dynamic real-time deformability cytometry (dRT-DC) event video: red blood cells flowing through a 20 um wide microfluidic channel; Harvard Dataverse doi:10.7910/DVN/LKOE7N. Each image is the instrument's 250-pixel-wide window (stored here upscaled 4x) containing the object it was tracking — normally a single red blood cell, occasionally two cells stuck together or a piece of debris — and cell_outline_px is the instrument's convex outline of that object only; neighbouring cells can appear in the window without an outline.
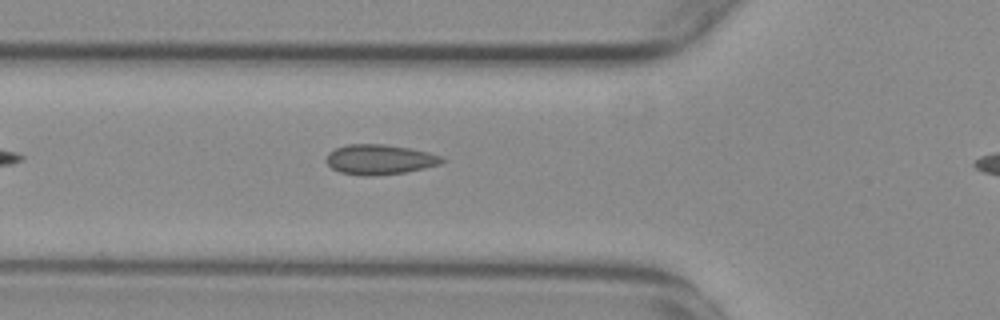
{"species": "common noctule bat (a hibernating species)", "species_latin": "Nyctalus noctula", "temperature_condition": "warm", "stored_images_in_passage": 33, "camera_frame_rate_fps": 3000, "um_per_image_px": 0.085, "animal": {"sex": "female", "body_mass_g": 29.2, "forearm_length_mm": 56.3}, "frame": {"image": 1, "passage_image": 4, "time_ms": 1.0, "image_size_px": [1000, 320], "cell_outline_px": [[444, 160], [440, 164], [424, 168], [404, 172], [372, 176], [364, 176], [340, 172], [332, 168], [324, 160], [328, 152], [336, 148], [348, 144], [384, 144], [408, 148], [428, 152], [440, 156]], "centroid_in_image_um": [32.22, 13.55], "position_along_channel_um": 93.6, "area_um2": 20.11}}
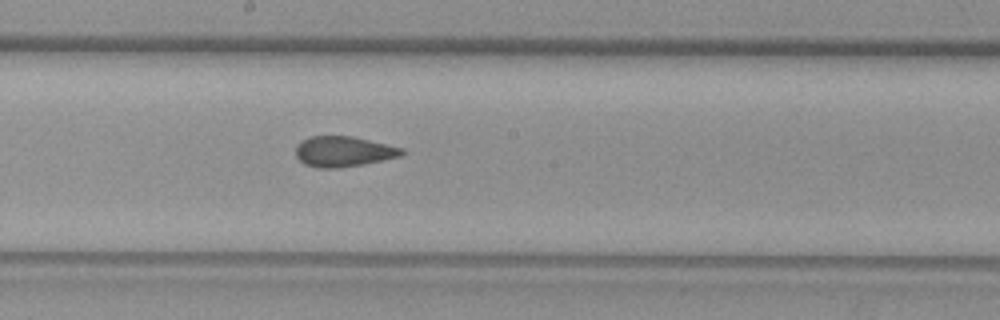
{"frame": {"image": 2, "passage_image": 14, "time_ms": 4.333, "image_size_px": [1000, 320], "cell_outline_px": [[404, 152], [400, 156], [364, 164], [336, 168], [316, 168], [304, 164], [296, 156], [296, 144], [312, 136], [352, 136], [404, 148]], "centroid_in_image_um": [29.18, 12.88], "position_along_channel_um": 219.0, "area_um2": 18.73}}
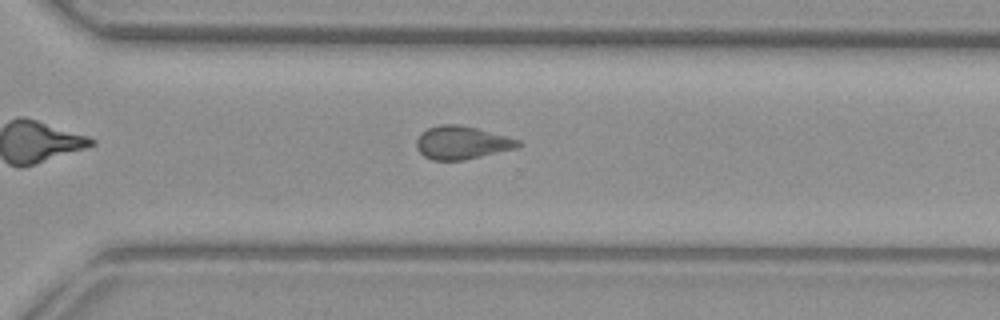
{"frame": {"image": 3, "passage_image": 23, "time_ms": 7.333, "image_size_px": [1000, 320], "cell_outline_px": [[524, 144], [516, 148], [464, 160], [432, 160], [424, 156], [416, 148], [416, 140], [420, 132], [428, 128], [440, 124], [460, 124], [508, 136], [520, 140]], "centroid_in_image_um": [39.25, 12.12], "position_along_channel_um": 331.3, "area_um2": 19.77}, "authors_computed_cell_mechanics": {"area_um2": 19.3052, "velocity_mm_per_s": 3.745, "shape_relaxation_time_tau1_ms": null, "shape_relaxation_time_tau2_ms": 1.7725, "deformation_change_tau1": null, "deformation_change_tau2": 0.0571}}